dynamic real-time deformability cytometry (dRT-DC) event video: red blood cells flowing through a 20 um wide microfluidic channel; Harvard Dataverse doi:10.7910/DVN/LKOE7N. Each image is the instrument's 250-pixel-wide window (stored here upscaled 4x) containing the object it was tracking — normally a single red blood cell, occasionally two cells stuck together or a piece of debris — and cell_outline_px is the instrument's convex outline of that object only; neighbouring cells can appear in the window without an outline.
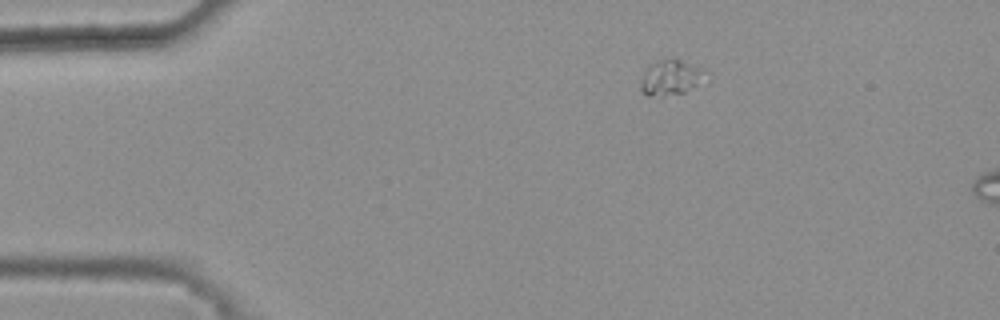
{"species": "common noctule bat (a hibernating species)", "species_latin": "Nyctalus noctula", "temperature_condition": "warm", "stored_images_in_passage": 3, "segment_of_instrument_passage": [1, 2], "camera_frame_rate_fps": 3000, "um_per_image_px": 0.085, "animal": {"sex": "female", "body_mass_g": 25.1}, "frame": {"image": 1, "passage_image": 1, "time_ms": 0.0, "image_size_px": [1000, 320], "cell_outline_px": [[704, 68], [696, 84], [684, 92], [648, 96], [640, 88], [640, 80], [644, 72], [652, 64], [660, 60], [680, 60]], "centroid_in_image_um": [56.92, 6.58], "position_along_channel_um": 28.1, "area_um2": 12.31}}